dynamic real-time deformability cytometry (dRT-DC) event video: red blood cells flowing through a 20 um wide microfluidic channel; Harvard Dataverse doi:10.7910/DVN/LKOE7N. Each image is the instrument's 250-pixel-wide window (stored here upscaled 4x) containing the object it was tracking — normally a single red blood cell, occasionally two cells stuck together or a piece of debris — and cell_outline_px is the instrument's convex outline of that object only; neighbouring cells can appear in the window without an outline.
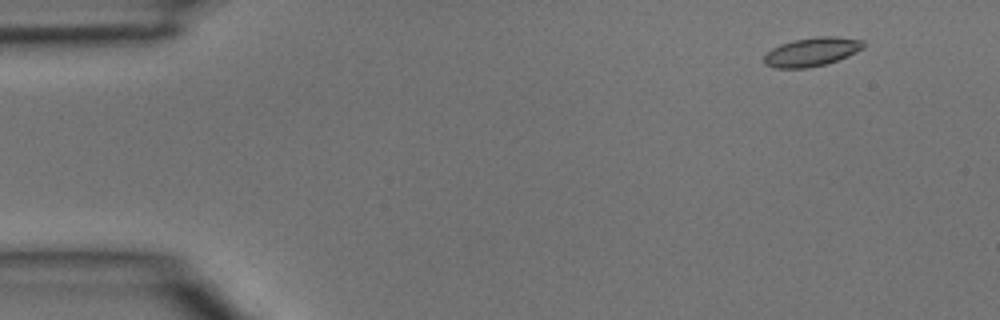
{"species": "common noctule bat (a hibernating species)", "species_latin": "Nyctalus noctula", "temperature_condition": "room temperature", "stored_images_in_passage": 4, "camera_frame_rate_fps": 3000, "um_per_image_px": 0.085, "animal": {"sex": "male", "body_mass_g": 15.6}, "frame": {"image": 1, "passage_image": 2, "time_ms": 0.333, "image_size_px": [1000, 320], "cell_outline_px": [[864, 48], [848, 56], [824, 64], [808, 68], [776, 68], [764, 64], [764, 56], [772, 48], [780, 44], [792, 40], [816, 36], [836, 36], [864, 40]], "centroid_in_image_um": [69.0, 4.39], "position_along_channel_um": 16.0, "area_um2": 16.7}}